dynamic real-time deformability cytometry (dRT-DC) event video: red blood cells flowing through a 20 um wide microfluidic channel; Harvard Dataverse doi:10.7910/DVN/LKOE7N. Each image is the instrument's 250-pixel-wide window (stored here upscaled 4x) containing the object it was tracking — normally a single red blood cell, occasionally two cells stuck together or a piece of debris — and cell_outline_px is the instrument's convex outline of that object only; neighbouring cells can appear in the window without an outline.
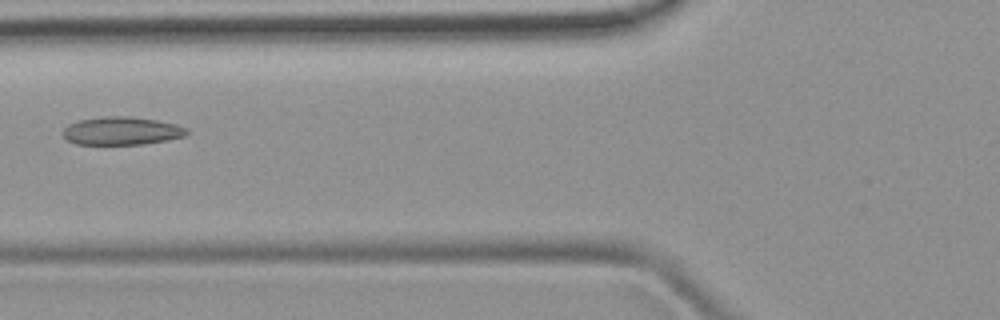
{"species": "common noctule bat (a hibernating species)", "species_latin": "Nyctalus noctula", "temperature_condition": "room temperature", "stored_images_in_passage": 6, "camera_frame_rate_fps": 3000, "um_per_image_px": 0.085, "animal": {"sex": "female", "body_mass_g": 19.9}, "frame": {"image": 1, "passage_image": 6, "time_ms": 5.667, "image_size_px": [1000, 320], "cell_outline_px": [[188, 132], [184, 136], [168, 140], [144, 144], [76, 144], [68, 140], [64, 136], [64, 128], [68, 124], [80, 120], [104, 116], [128, 116], [156, 120], [176, 124], [188, 128]], "centroid_in_image_um": [10.36, 11.12], "position_along_channel_um": 115.4, "area_um2": 20.17}}